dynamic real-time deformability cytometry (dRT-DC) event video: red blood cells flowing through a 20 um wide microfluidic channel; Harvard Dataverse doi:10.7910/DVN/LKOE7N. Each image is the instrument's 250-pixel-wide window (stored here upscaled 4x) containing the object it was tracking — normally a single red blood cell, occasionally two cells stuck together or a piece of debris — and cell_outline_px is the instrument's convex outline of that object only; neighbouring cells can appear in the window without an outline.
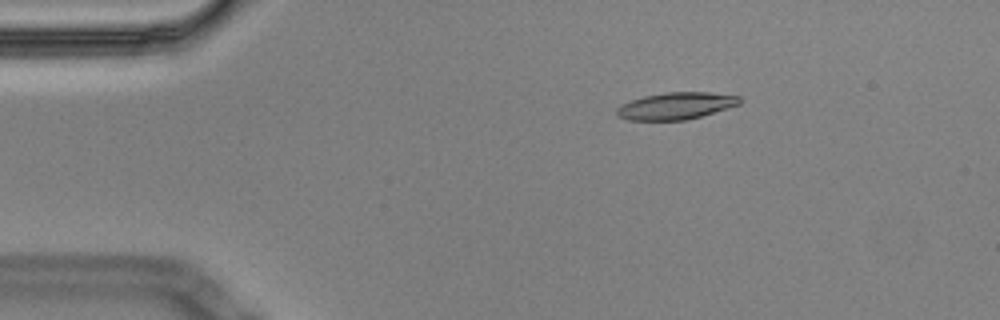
{"species": "Egyptian fruit bat (a non-hibernating species)", "species_latin": "Rousettus aegyptiacus", "temperature_condition": "cold", "stored_images_in_passage": 58, "camera_frame_rate_fps": 3000, "um_per_image_px": 0.085, "animal": {"sex": "male"}, "frame": {"image": 1, "passage_image": 10, "time_ms": 3.0, "image_size_px": [1000, 320], "cell_outline_px": [[744, 100], [740, 104], [728, 108], [700, 116], [684, 120], [628, 120], [616, 116], [616, 108], [620, 104], [644, 96], [664, 92], [708, 92], [740, 96]], "centroid_in_image_um": [57.45, 8.99], "position_along_channel_um": 27.6, "area_um2": 19.42}}
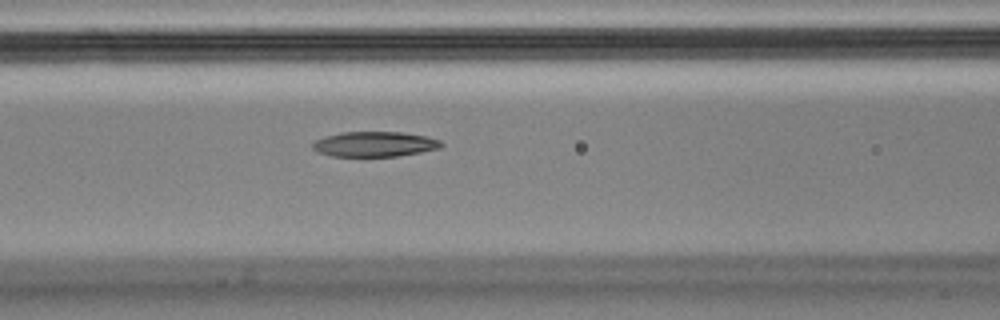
{"frame": {"image": 2, "passage_image": 24, "time_ms": 7.667, "image_size_px": [1000, 320], "cell_outline_px": [[444, 144], [440, 148], [420, 152], [396, 156], [332, 156], [316, 152], [312, 148], [312, 144], [316, 140], [324, 136], [340, 132], [404, 132], [424, 136], [440, 140]], "centroid_in_image_um": [31.81, 12.25], "position_along_channel_um": 134.8, "area_um2": 18.84}}
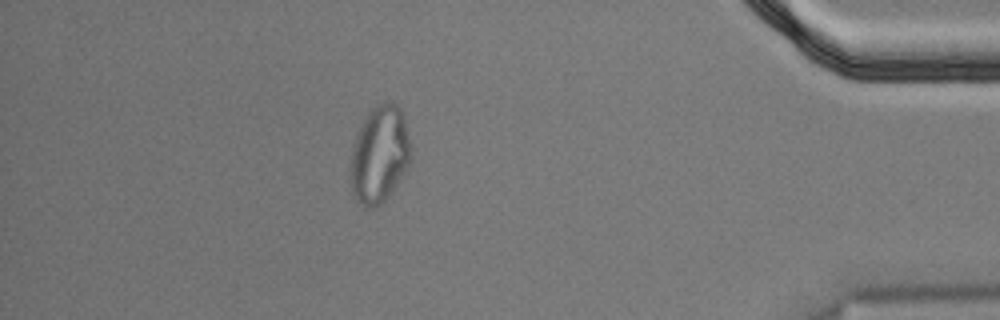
{"frame": {"image": 3, "passage_image": 51, "time_ms": 16.667, "image_size_px": [1000, 320], "cell_outline_px": [[412, 160], [392, 192], [380, 204], [372, 208], [368, 208], [356, 200], [352, 192], [352, 144], [368, 112], [376, 104], [384, 100], [396, 104], [400, 108], [404, 116], [412, 148]], "centroid_in_image_um": [32.31, 13.1], "position_along_channel_um": 402.9, "area_um2": 34.16}, "authors_computed_cell_mechanics": {"area_um2": 20.0566, "velocity_mm_per_s": 3.4722, "shape_relaxation_time_tau1_ms": null, "shape_relaxation_time_tau2_ms": 4.5105, "deformation_change_tau1": null, "deformation_change_tau2": 0.1162}}